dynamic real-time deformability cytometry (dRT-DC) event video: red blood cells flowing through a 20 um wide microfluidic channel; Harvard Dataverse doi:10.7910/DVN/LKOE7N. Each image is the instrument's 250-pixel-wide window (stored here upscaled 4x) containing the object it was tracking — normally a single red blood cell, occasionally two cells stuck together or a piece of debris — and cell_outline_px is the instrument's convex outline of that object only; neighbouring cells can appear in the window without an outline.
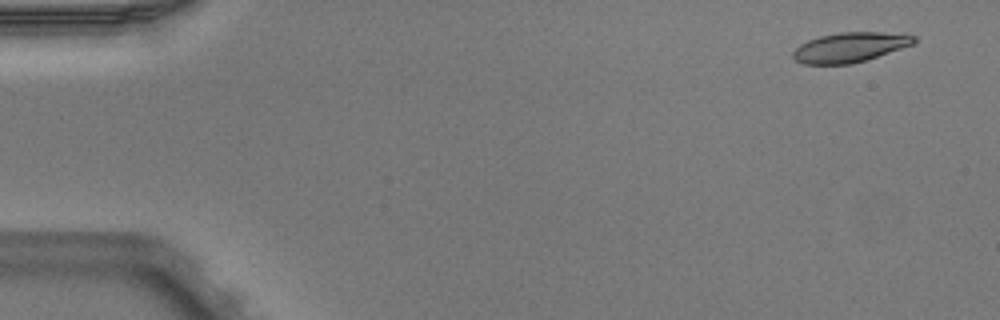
{"species": "Egyptian fruit bat (a non-hibernating species)", "species_latin": "Rousettus aegyptiacus", "temperature_condition": "warm", "stored_images_in_passage": 5, "camera_frame_rate_fps": 3000, "um_per_image_px": 0.085, "animal": {"sex": "male"}, "frame": {"image": 1, "passage_image": 1, "time_ms": 0.0, "image_size_px": [1000, 320], "cell_outline_px": [[916, 40], [912, 44], [864, 60], [848, 64], [804, 64], [796, 60], [792, 56], [792, 52], [800, 44], [808, 40], [820, 36], [840, 32], [880, 32], [916, 36]], "centroid_in_image_um": [72.18, 4.01], "position_along_channel_um": 12.8, "area_um2": 20.52}}
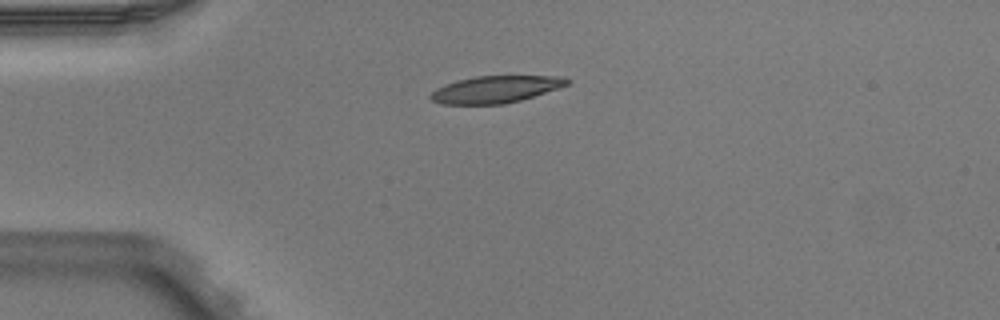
{"frame": {"image": 2, "passage_image": 3, "time_ms": 0.667, "image_size_px": [1000, 320], "cell_outline_px": [[572, 80], [568, 84], [520, 100], [504, 104], [440, 104], [432, 100], [428, 96], [436, 88], [444, 84], [476, 76], [564, 76]], "centroid_in_image_um": [42.09, 7.59], "position_along_channel_um": 42.9, "area_um2": 21.27}}
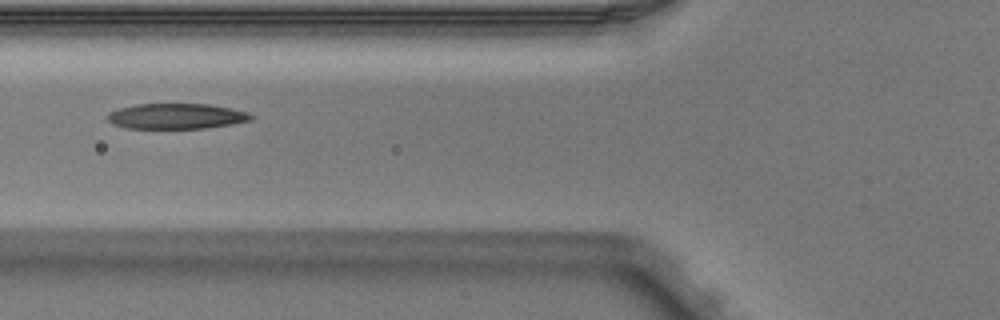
{"frame": {"image": 3, "passage_image": 5, "time_ms": 1.333, "image_size_px": [1000, 320], "cell_outline_px": [[256, 116], [252, 120], [232, 124], [208, 128], [124, 128], [112, 124], [108, 120], [108, 112], [116, 108], [136, 104], [208, 104], [232, 108], [248, 112]], "centroid_in_image_um": [15.0, 9.87], "position_along_channel_um": 110.8, "area_um2": 21.56}}